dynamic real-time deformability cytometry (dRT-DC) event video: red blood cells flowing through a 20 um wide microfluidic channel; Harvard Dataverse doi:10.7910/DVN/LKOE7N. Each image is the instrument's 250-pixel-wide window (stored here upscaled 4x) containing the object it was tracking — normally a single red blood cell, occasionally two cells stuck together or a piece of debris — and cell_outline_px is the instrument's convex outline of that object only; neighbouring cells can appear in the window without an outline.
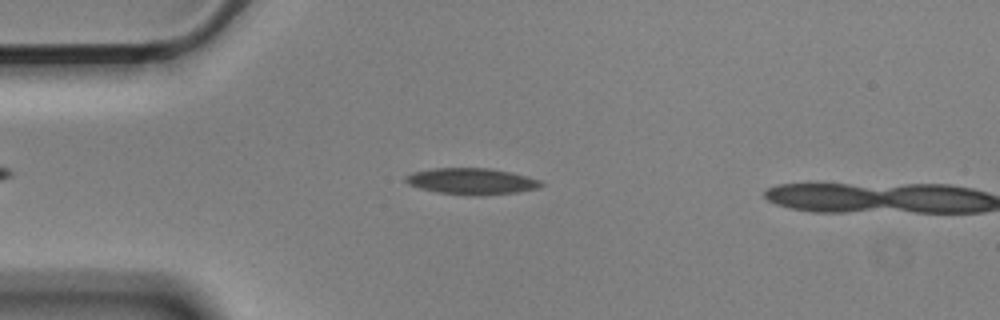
{"species": "Egyptian fruit bat (a non-hibernating species)", "species_latin": "Rousettus aegyptiacus", "temperature_condition": "cold", "stored_images_in_passage": 12, "camera_frame_rate_fps": 3000, "um_per_image_px": 0.085, "animal": {"sex": "male"}, "frame": {"image": 1, "passage_image": 10, "time_ms": 3.0, "image_size_px": [1000, 320], "cell_outline_px": [[544, 184], [540, 188], [516, 192], [480, 196], [476, 196], [436, 192], [420, 188], [408, 184], [404, 180], [404, 176], [412, 172], [432, 168], [488, 168], [512, 172], [528, 176], [540, 180]], "centroid_in_image_um": [40.09, 15.41], "position_along_channel_um": 44.9, "area_um2": 20.98}}